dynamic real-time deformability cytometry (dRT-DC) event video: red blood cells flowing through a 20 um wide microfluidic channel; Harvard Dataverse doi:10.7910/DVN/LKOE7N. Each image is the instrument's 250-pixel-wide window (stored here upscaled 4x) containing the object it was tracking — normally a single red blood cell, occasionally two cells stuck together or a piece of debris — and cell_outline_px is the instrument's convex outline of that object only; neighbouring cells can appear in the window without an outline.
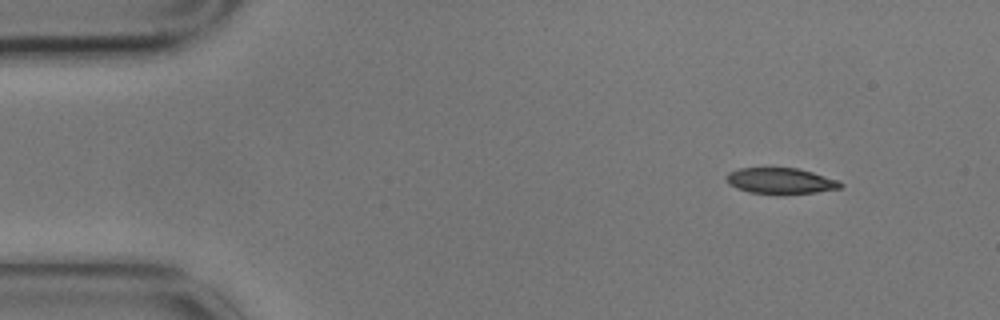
{"species": "common noctule bat (a hibernating species)", "species_latin": "Nyctalus noctula", "temperature_condition": "cold", "stored_images_in_passage": 4, "camera_frame_rate_fps": 3000, "um_per_image_px": 0.085, "animal": {"sex": "male", "body_mass_g": 17.9}, "frame": {"image": 1, "passage_image": 1, "time_ms": 0.0, "image_size_px": [1000, 320], "cell_outline_px": [[844, 184], [840, 188], [816, 192], [776, 196], [748, 192], [736, 188], [728, 184], [724, 176], [728, 172], [740, 168], [800, 168], [840, 180]], "centroid_in_image_um": [66.34, 15.4], "position_along_channel_um": 18.7, "area_um2": 17.92}}
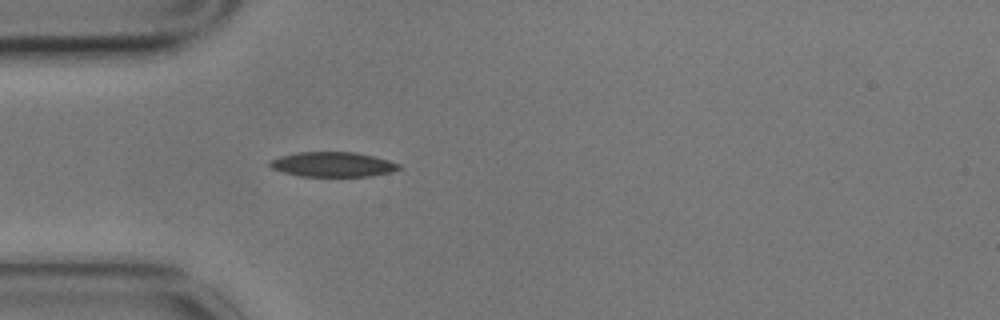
{"frame": {"image": 2, "passage_image": 4, "time_ms": 1.0, "image_size_px": [1000, 320], "cell_outline_px": [[400, 168], [392, 172], [372, 176], [300, 176], [284, 172], [272, 168], [268, 164], [268, 160], [280, 156], [296, 152], [356, 152], [388, 160], [400, 164]], "centroid_in_image_um": [28.26, 13.97], "position_along_channel_um": 56.7, "area_um2": 18.67}}